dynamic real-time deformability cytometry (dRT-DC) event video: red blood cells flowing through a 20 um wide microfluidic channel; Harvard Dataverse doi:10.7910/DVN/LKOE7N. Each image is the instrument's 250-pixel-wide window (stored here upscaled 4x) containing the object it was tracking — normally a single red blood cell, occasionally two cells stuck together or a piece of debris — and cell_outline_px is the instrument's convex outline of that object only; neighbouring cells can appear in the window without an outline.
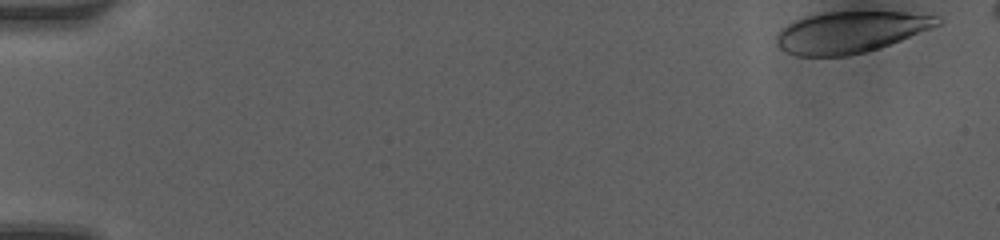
{"species": "human", "species_latin": "Homo sapiens", "temperature_condition": "room temperature", "stored_images_in_passage": 11, "camera_frame_rate_fps": 3000, "um_per_image_px": 0.085, "donor": {"sex": "female"}, "frame": {"image": 1, "passage_image": 1, "time_ms": 0.0, "image_size_px": [1000, 240], "cell_outline_px": [[944, 20], [940, 24], [932, 28], [900, 40], [864, 52], [848, 56], [796, 56], [780, 48], [776, 44], [776, 32], [780, 28], [796, 20], [808, 16], [824, 12], [904, 12], [940, 16]], "centroid_in_image_um": [72.27, 2.72], "position_along_channel_um": 12.7, "area_um2": 38.67}}